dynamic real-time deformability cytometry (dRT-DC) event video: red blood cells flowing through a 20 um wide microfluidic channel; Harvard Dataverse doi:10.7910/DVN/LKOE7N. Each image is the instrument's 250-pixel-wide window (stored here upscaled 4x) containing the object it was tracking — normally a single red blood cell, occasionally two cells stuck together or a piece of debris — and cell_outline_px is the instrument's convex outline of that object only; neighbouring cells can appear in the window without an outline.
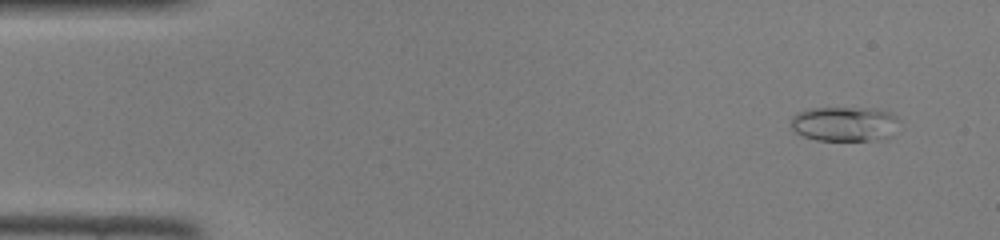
{"species": "common noctule bat (a hibernating species)", "species_latin": "Nyctalus noctula", "temperature_condition": "room temperature", "stored_images_in_passage": 11, "camera_frame_rate_fps": 3000, "um_per_image_px": 0.085, "animal": {"sex": "female", "body_mass_g": 22.0, "forearm_length_mm": 56.7}, "frame": {"image": 1, "passage_image": 4, "time_ms": 1.0, "image_size_px": [1000, 240], "cell_outline_px": [[900, 120], [892, 136], [888, 140], [816, 140], [804, 136], [796, 132], [792, 128], [792, 116], [808, 108], [872, 108], [888, 112], [896, 116]], "centroid_in_image_um": [71.84, 10.54], "position_along_channel_um": 13.2, "area_um2": 22.08}}